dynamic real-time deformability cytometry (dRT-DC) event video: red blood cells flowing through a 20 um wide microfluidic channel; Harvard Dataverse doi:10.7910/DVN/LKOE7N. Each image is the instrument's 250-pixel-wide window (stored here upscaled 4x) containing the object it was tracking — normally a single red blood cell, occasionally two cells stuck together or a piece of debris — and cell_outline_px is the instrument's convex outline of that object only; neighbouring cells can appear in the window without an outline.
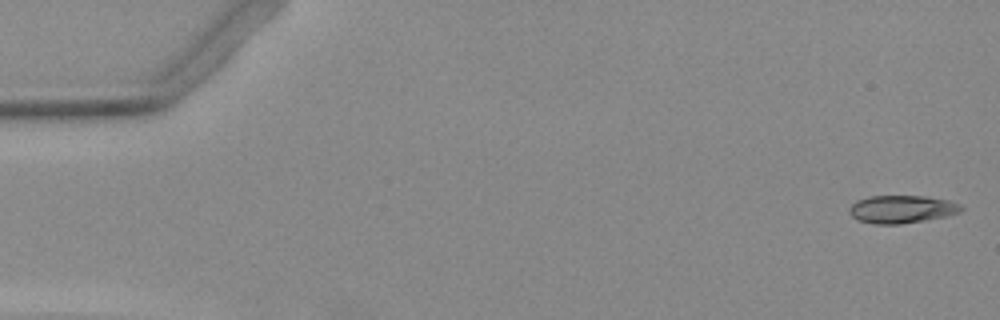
{"species": "Egyptian fruit bat (a non-hibernating species)", "species_latin": "Rousettus aegyptiacus", "temperature_condition": "warm", "stored_images_in_passage": 53, "camera_frame_rate_fps": 3000, "um_per_image_px": 0.085, "animal": {"sex": "female"}, "frame": {"image": 1, "passage_image": 1, "time_ms": 0.0, "image_size_px": [1000, 320], "cell_outline_px": [[964, 208], [960, 212], [944, 216], [924, 220], [900, 224], [872, 224], [856, 220], [848, 212], [848, 208], [856, 200], [868, 196], [924, 196], [948, 200], [960, 204]], "centroid_in_image_um": [76.59, 17.78], "position_along_channel_um": 8.4, "area_um2": 18.21}}
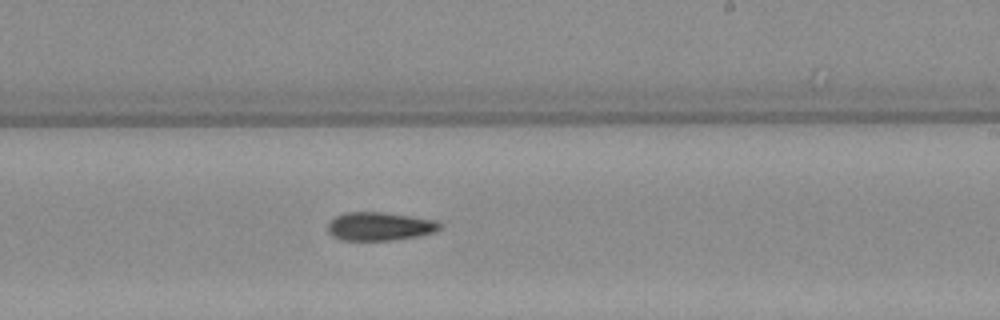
{"frame": {"image": 2, "passage_image": 31, "time_ms": 10.0, "image_size_px": [1000, 320], "cell_outline_px": [[444, 224], [440, 228], [432, 232], [416, 236], [392, 240], [340, 240], [332, 236], [328, 232], [328, 224], [336, 216], [348, 212], [384, 212], [440, 220]], "centroid_in_image_um": [32.3, 19.23], "position_along_channel_um": 256.7, "area_um2": 18.61}}
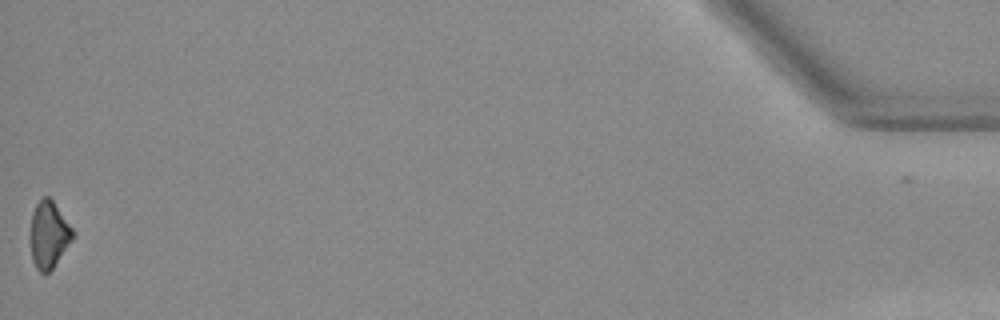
{"frame": {"image": 3, "passage_image": 52, "time_ms": 17.0, "image_size_px": [1000, 320], "cell_outline_px": [[76, 236], [52, 268], [48, 272], [40, 272], [36, 268], [32, 260], [28, 240], [32, 216], [36, 204], [44, 196], [48, 196], [52, 200], [76, 232]], "centroid_in_image_um": [4.14, 19.96], "position_along_channel_um": 431.1, "area_um2": 16.82}}